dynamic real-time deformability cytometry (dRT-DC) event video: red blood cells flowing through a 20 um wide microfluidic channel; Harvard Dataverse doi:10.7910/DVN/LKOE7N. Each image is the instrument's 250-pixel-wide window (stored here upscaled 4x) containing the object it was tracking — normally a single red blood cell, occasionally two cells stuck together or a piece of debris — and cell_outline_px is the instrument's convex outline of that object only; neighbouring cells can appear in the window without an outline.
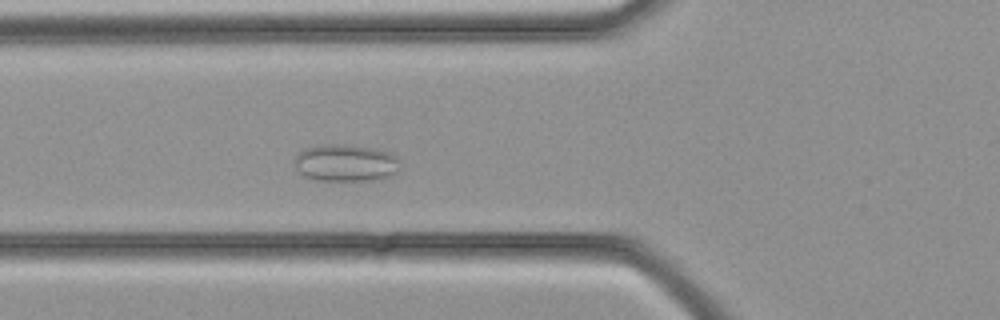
{"species": "common noctule bat (a hibernating species)", "species_latin": "Nyctalus noctula", "temperature_condition": "cold", "stored_images_in_passage": 34, "camera_frame_rate_fps": 3000, "um_per_image_px": 0.085, "animal": {"sex": "female", "body_mass_g": 21.9}, "frame": {"image": 1, "passage_image": 10, "time_ms": 3.0, "image_size_px": [1000, 320], "cell_outline_px": [[400, 168], [392, 176], [372, 180], [316, 180], [304, 176], [296, 168], [292, 160], [304, 148], [320, 144], [348, 144], [376, 148], [392, 152], [396, 156], [400, 164]], "centroid_in_image_um": [29.39, 13.82], "position_along_channel_um": 96.4, "area_um2": 23.29}}
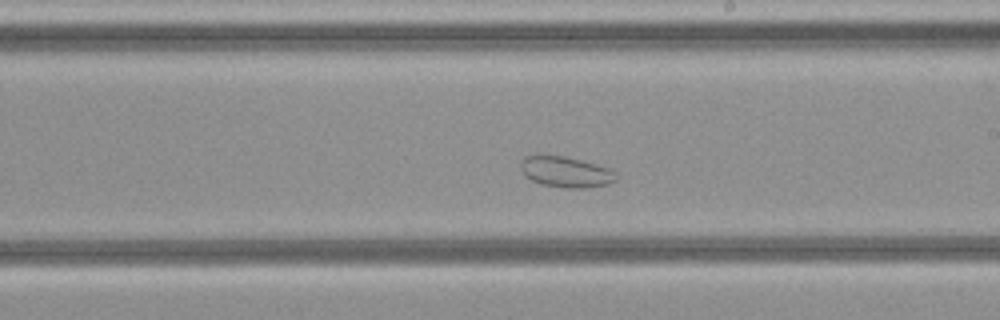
{"frame": {"image": 2, "passage_image": 18, "time_ms": 5.667, "image_size_px": [1000, 320], "cell_outline_px": [[620, 176], [616, 180], [608, 184], [588, 188], [564, 188], [540, 184], [524, 176], [520, 168], [520, 164], [524, 156], [536, 152], [540, 152], [564, 156], [596, 164], [608, 168], [616, 172]], "centroid_in_image_um": [48.04, 14.58], "position_along_channel_um": 241.0, "area_um2": 17.86}}
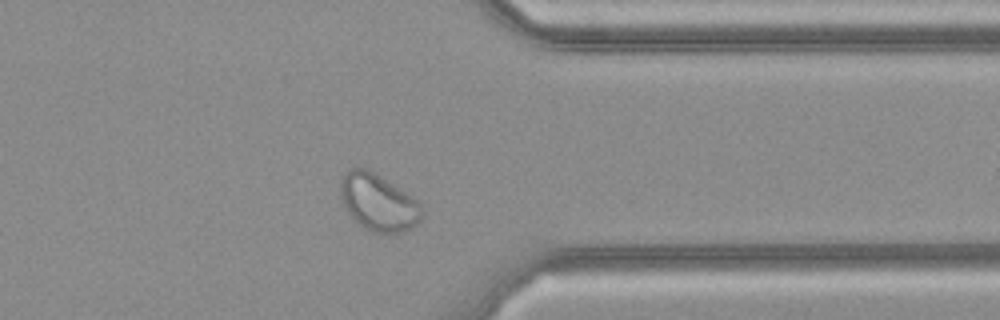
{"frame": {"image": 3, "passage_image": 26, "time_ms": 8.333, "image_size_px": [1000, 320], "cell_outline_px": [[424, 208], [420, 220], [416, 224], [400, 232], [372, 232], [360, 224], [348, 212], [340, 196], [340, 180], [348, 168], [368, 168], [412, 196]], "centroid_in_image_um": [32.14, 17.17], "position_along_channel_um": 379.3, "area_um2": 26.65}}